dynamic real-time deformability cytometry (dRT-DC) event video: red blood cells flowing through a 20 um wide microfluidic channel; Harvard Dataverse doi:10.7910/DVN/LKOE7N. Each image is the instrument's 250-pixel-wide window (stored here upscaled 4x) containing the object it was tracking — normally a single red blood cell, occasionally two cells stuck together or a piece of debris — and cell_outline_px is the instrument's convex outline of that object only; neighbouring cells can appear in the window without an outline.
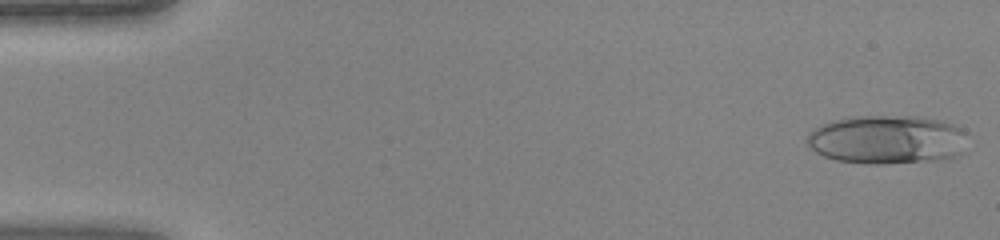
{"species": "human", "species_latin": "Homo sapiens", "temperature_condition": "warm", "stored_images_in_passage": 44, "camera_frame_rate_fps": 3000, "um_per_image_px": 0.085, "donor": {"sex": "female"}, "frame": {"image": 1, "passage_image": 1, "time_ms": 0.0, "image_size_px": [1000, 240], "cell_outline_px": [[968, 132], [960, 156], [940, 160], [884, 164], [876, 164], [836, 160], [824, 156], [816, 152], [804, 140], [808, 132], [812, 128], [832, 120], [856, 116], [916, 116], [940, 120], [964, 128]], "centroid_in_image_um": [75.42, 11.86], "position_along_channel_um": 9.6, "area_um2": 46.18}}
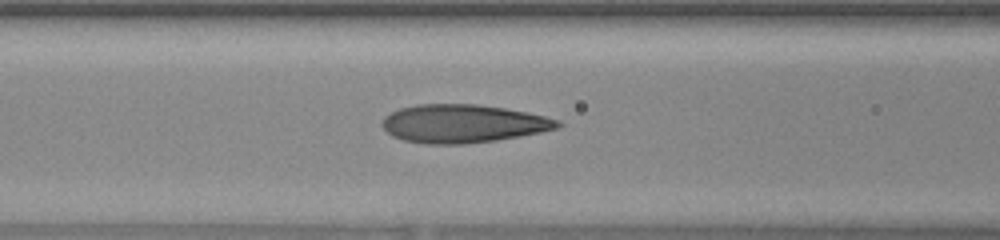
{"frame": {"image": 2, "passage_image": 18, "time_ms": 5.667, "image_size_px": [1000, 240], "cell_outline_px": [[564, 124], [560, 128], [520, 136], [496, 140], [464, 144], [428, 144], [404, 140], [392, 136], [380, 124], [384, 116], [400, 108], [416, 104], [476, 104], [504, 108], [528, 112], [560, 120]], "centroid_in_image_um": [39.37, 10.5], "position_along_channel_um": 127.2, "area_um2": 39.25}}
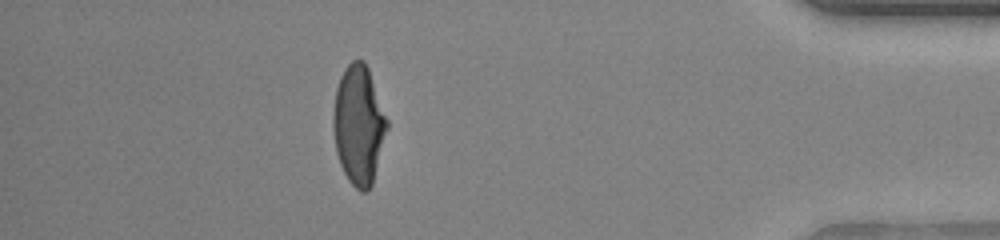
{"frame": {"image": 3, "passage_image": 39, "time_ms": 12.667, "image_size_px": [1000, 240], "cell_outline_px": [[388, 128], [372, 184], [364, 192], [360, 192], [348, 180], [340, 164], [336, 152], [332, 124], [332, 116], [336, 88], [340, 76], [344, 68], [352, 60], [364, 60], [368, 68], [388, 120]], "centroid_in_image_um": [30.48, 10.6], "position_along_channel_um": 404.7, "area_um2": 37.34}}